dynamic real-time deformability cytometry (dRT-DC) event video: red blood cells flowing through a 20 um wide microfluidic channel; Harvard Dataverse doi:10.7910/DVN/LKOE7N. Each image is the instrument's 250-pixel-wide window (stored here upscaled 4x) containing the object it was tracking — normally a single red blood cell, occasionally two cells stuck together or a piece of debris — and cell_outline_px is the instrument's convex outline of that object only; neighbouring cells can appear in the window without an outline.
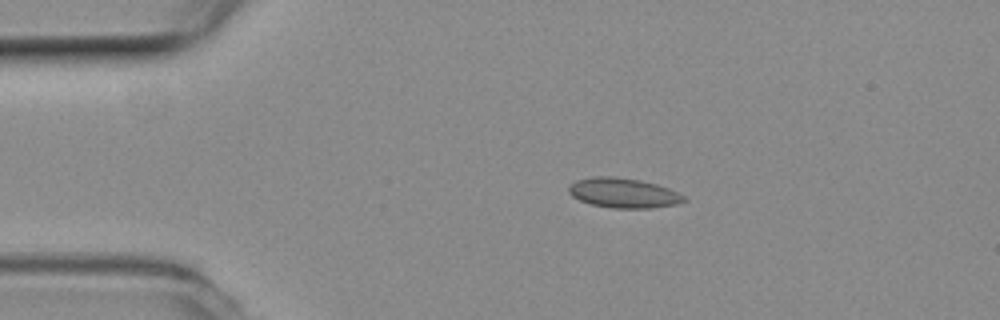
{"species": "common noctule bat (a hibernating species)", "species_latin": "Nyctalus noctula", "temperature_condition": "room temperature", "stored_images_in_passage": 45, "camera_frame_rate_fps": 3000, "um_per_image_px": 0.085, "animal": {"sex": "female", "body_mass_g": 19.3, "forearm_length_mm": 54.1}, "frame": {"image": 1, "passage_image": 1, "time_ms": 0.0, "image_size_px": [1000, 320], "cell_outline_px": [[688, 200], [676, 204], [652, 208], [612, 208], [592, 204], [580, 200], [572, 196], [568, 192], [568, 188], [576, 180], [592, 176], [612, 176], [640, 180], [656, 184], [668, 188], [684, 196]], "centroid_in_image_um": [52.98, 16.4], "position_along_channel_um": 32.0, "area_um2": 19.94}}
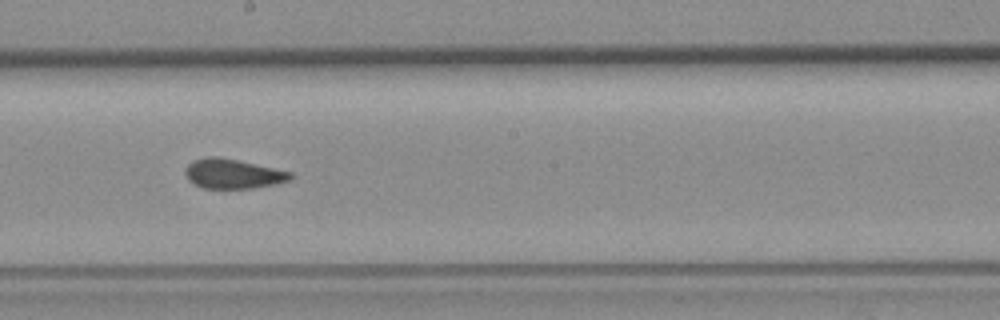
{"frame": {"image": 2, "passage_image": 20, "time_ms": 6.333, "image_size_px": [1000, 320], "cell_outline_px": [[292, 180], [276, 184], [252, 188], [200, 188], [188, 180], [184, 172], [184, 168], [192, 160], [208, 156], [216, 156], [236, 160], [292, 172]], "centroid_in_image_um": [19.76, 14.77], "position_along_channel_um": 228.4, "area_um2": 18.21}}
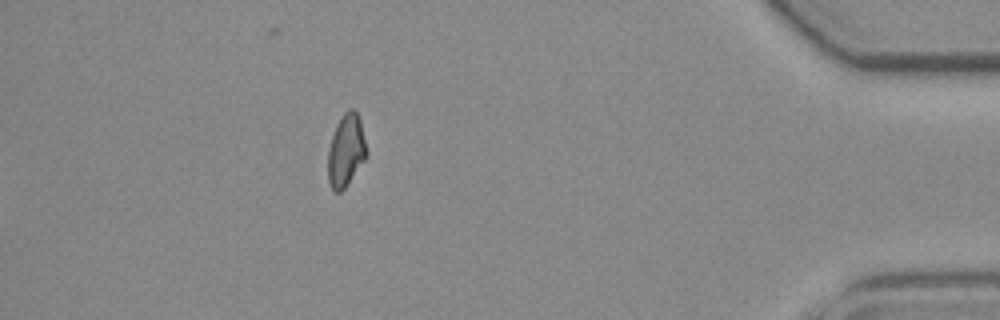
{"frame": {"image": 3, "passage_image": 39, "time_ms": 12.667, "image_size_px": [1000, 320], "cell_outline_px": [[368, 152], [364, 160], [344, 188], [340, 192], [336, 192], [332, 188], [328, 180], [328, 152], [332, 136], [336, 124], [344, 112], [348, 108], [352, 108], [356, 112], [360, 120]], "centroid_in_image_um": [29.41, 12.76], "position_along_channel_um": 405.8, "area_um2": 16.07}, "authors_computed_cell_mechanics": {"area_um2": 18.3226, "velocity_mm_per_s": 3.7887, "shape_relaxation_time_tau1_ms": null, "shape_relaxation_time_tau2_ms": 1.5597, "deformation_change_tau1": null, "deformation_change_tau2": 0.0411}}